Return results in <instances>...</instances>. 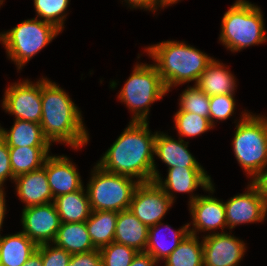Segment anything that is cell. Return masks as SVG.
Returning <instances> with one entry per match:
<instances>
[{
  "label": "cell",
  "mask_w": 267,
  "mask_h": 266,
  "mask_svg": "<svg viewBox=\"0 0 267 266\" xmlns=\"http://www.w3.org/2000/svg\"><path fill=\"white\" fill-rule=\"evenodd\" d=\"M117 218L116 211H91L85 223L96 249L100 250L114 241Z\"/></svg>",
  "instance_id": "cell-26"
},
{
  "label": "cell",
  "mask_w": 267,
  "mask_h": 266,
  "mask_svg": "<svg viewBox=\"0 0 267 266\" xmlns=\"http://www.w3.org/2000/svg\"><path fill=\"white\" fill-rule=\"evenodd\" d=\"M188 143L181 139L172 138L167 133L157 132L154 142V155L162 160L168 167L202 168L190 153Z\"/></svg>",
  "instance_id": "cell-18"
},
{
  "label": "cell",
  "mask_w": 267,
  "mask_h": 266,
  "mask_svg": "<svg viewBox=\"0 0 267 266\" xmlns=\"http://www.w3.org/2000/svg\"><path fill=\"white\" fill-rule=\"evenodd\" d=\"M257 182L261 186L263 194L267 201V169L265 170L264 174L257 180Z\"/></svg>",
  "instance_id": "cell-41"
},
{
  "label": "cell",
  "mask_w": 267,
  "mask_h": 266,
  "mask_svg": "<svg viewBox=\"0 0 267 266\" xmlns=\"http://www.w3.org/2000/svg\"><path fill=\"white\" fill-rule=\"evenodd\" d=\"M173 118L175 129L181 139L183 137L199 136L214 128L210 123V118L191 112H176Z\"/></svg>",
  "instance_id": "cell-29"
},
{
  "label": "cell",
  "mask_w": 267,
  "mask_h": 266,
  "mask_svg": "<svg viewBox=\"0 0 267 266\" xmlns=\"http://www.w3.org/2000/svg\"><path fill=\"white\" fill-rule=\"evenodd\" d=\"M46 174L53 198L75 192L84 186L76 165L64 155L47 157Z\"/></svg>",
  "instance_id": "cell-16"
},
{
  "label": "cell",
  "mask_w": 267,
  "mask_h": 266,
  "mask_svg": "<svg viewBox=\"0 0 267 266\" xmlns=\"http://www.w3.org/2000/svg\"><path fill=\"white\" fill-rule=\"evenodd\" d=\"M0 137L8 148L15 147H50L52 144L44 136L40 124L15 119L10 130L0 126Z\"/></svg>",
  "instance_id": "cell-21"
},
{
  "label": "cell",
  "mask_w": 267,
  "mask_h": 266,
  "mask_svg": "<svg viewBox=\"0 0 267 266\" xmlns=\"http://www.w3.org/2000/svg\"><path fill=\"white\" fill-rule=\"evenodd\" d=\"M234 95H215L210 97V123L225 121L234 113L236 100Z\"/></svg>",
  "instance_id": "cell-33"
},
{
  "label": "cell",
  "mask_w": 267,
  "mask_h": 266,
  "mask_svg": "<svg viewBox=\"0 0 267 266\" xmlns=\"http://www.w3.org/2000/svg\"><path fill=\"white\" fill-rule=\"evenodd\" d=\"M159 264L148 252H137L129 266H155Z\"/></svg>",
  "instance_id": "cell-38"
},
{
  "label": "cell",
  "mask_w": 267,
  "mask_h": 266,
  "mask_svg": "<svg viewBox=\"0 0 267 266\" xmlns=\"http://www.w3.org/2000/svg\"><path fill=\"white\" fill-rule=\"evenodd\" d=\"M15 179L10 165L9 148L6 142L0 137V187H3L7 178Z\"/></svg>",
  "instance_id": "cell-35"
},
{
  "label": "cell",
  "mask_w": 267,
  "mask_h": 266,
  "mask_svg": "<svg viewBox=\"0 0 267 266\" xmlns=\"http://www.w3.org/2000/svg\"><path fill=\"white\" fill-rule=\"evenodd\" d=\"M102 266H129L137 251L124 244L111 242L100 250Z\"/></svg>",
  "instance_id": "cell-32"
},
{
  "label": "cell",
  "mask_w": 267,
  "mask_h": 266,
  "mask_svg": "<svg viewBox=\"0 0 267 266\" xmlns=\"http://www.w3.org/2000/svg\"><path fill=\"white\" fill-rule=\"evenodd\" d=\"M179 110L177 112H191L205 118H210V97L196 85L187 87L179 98Z\"/></svg>",
  "instance_id": "cell-31"
},
{
  "label": "cell",
  "mask_w": 267,
  "mask_h": 266,
  "mask_svg": "<svg viewBox=\"0 0 267 266\" xmlns=\"http://www.w3.org/2000/svg\"><path fill=\"white\" fill-rule=\"evenodd\" d=\"M5 191L3 187H0V231L2 229L3 221L6 212ZM1 233V232H0Z\"/></svg>",
  "instance_id": "cell-39"
},
{
  "label": "cell",
  "mask_w": 267,
  "mask_h": 266,
  "mask_svg": "<svg viewBox=\"0 0 267 266\" xmlns=\"http://www.w3.org/2000/svg\"><path fill=\"white\" fill-rule=\"evenodd\" d=\"M174 202L155 182H142L135 188L129 210L148 228L161 222Z\"/></svg>",
  "instance_id": "cell-11"
},
{
  "label": "cell",
  "mask_w": 267,
  "mask_h": 266,
  "mask_svg": "<svg viewBox=\"0 0 267 266\" xmlns=\"http://www.w3.org/2000/svg\"><path fill=\"white\" fill-rule=\"evenodd\" d=\"M42 118L40 125L44 136L78 150L89 141L82 114L76 104L55 82L41 78Z\"/></svg>",
  "instance_id": "cell-2"
},
{
  "label": "cell",
  "mask_w": 267,
  "mask_h": 266,
  "mask_svg": "<svg viewBox=\"0 0 267 266\" xmlns=\"http://www.w3.org/2000/svg\"><path fill=\"white\" fill-rule=\"evenodd\" d=\"M4 0H0V6L3 4Z\"/></svg>",
  "instance_id": "cell-43"
},
{
  "label": "cell",
  "mask_w": 267,
  "mask_h": 266,
  "mask_svg": "<svg viewBox=\"0 0 267 266\" xmlns=\"http://www.w3.org/2000/svg\"><path fill=\"white\" fill-rule=\"evenodd\" d=\"M232 141L239 166L257 181L267 168V117L242 112Z\"/></svg>",
  "instance_id": "cell-4"
},
{
  "label": "cell",
  "mask_w": 267,
  "mask_h": 266,
  "mask_svg": "<svg viewBox=\"0 0 267 266\" xmlns=\"http://www.w3.org/2000/svg\"><path fill=\"white\" fill-rule=\"evenodd\" d=\"M52 246V247H51ZM43 261V266H69L72 254L53 243L38 245Z\"/></svg>",
  "instance_id": "cell-34"
},
{
  "label": "cell",
  "mask_w": 267,
  "mask_h": 266,
  "mask_svg": "<svg viewBox=\"0 0 267 266\" xmlns=\"http://www.w3.org/2000/svg\"><path fill=\"white\" fill-rule=\"evenodd\" d=\"M130 8H140L150 10L151 12H156L158 7L163 6L157 0H124Z\"/></svg>",
  "instance_id": "cell-37"
},
{
  "label": "cell",
  "mask_w": 267,
  "mask_h": 266,
  "mask_svg": "<svg viewBox=\"0 0 267 266\" xmlns=\"http://www.w3.org/2000/svg\"><path fill=\"white\" fill-rule=\"evenodd\" d=\"M84 188L54 198L53 203L62 223L85 222L90 217L92 210L87 189Z\"/></svg>",
  "instance_id": "cell-22"
},
{
  "label": "cell",
  "mask_w": 267,
  "mask_h": 266,
  "mask_svg": "<svg viewBox=\"0 0 267 266\" xmlns=\"http://www.w3.org/2000/svg\"><path fill=\"white\" fill-rule=\"evenodd\" d=\"M158 178L155 182L163 189V191L170 197L174 202L175 192L179 193H191L190 201L188 203L194 202L198 195H194L193 192L201 186L203 190L210 193H214V184L212 183L210 175L203 168H184V167H174L168 169V175L165 180ZM174 192V193H173Z\"/></svg>",
  "instance_id": "cell-14"
},
{
  "label": "cell",
  "mask_w": 267,
  "mask_h": 266,
  "mask_svg": "<svg viewBox=\"0 0 267 266\" xmlns=\"http://www.w3.org/2000/svg\"><path fill=\"white\" fill-rule=\"evenodd\" d=\"M14 182L19 199L25 203L24 208L54 201L46 174V160L43 167L15 177Z\"/></svg>",
  "instance_id": "cell-17"
},
{
  "label": "cell",
  "mask_w": 267,
  "mask_h": 266,
  "mask_svg": "<svg viewBox=\"0 0 267 266\" xmlns=\"http://www.w3.org/2000/svg\"><path fill=\"white\" fill-rule=\"evenodd\" d=\"M61 30L39 18L20 22L14 28L0 33V42L5 47L9 59L18 70L46 47Z\"/></svg>",
  "instance_id": "cell-7"
},
{
  "label": "cell",
  "mask_w": 267,
  "mask_h": 266,
  "mask_svg": "<svg viewBox=\"0 0 267 266\" xmlns=\"http://www.w3.org/2000/svg\"><path fill=\"white\" fill-rule=\"evenodd\" d=\"M138 185L136 179L107 172L96 164L86 187L91 210L116 212L128 210Z\"/></svg>",
  "instance_id": "cell-8"
},
{
  "label": "cell",
  "mask_w": 267,
  "mask_h": 266,
  "mask_svg": "<svg viewBox=\"0 0 267 266\" xmlns=\"http://www.w3.org/2000/svg\"><path fill=\"white\" fill-rule=\"evenodd\" d=\"M168 91L172 87L195 81L213 59L197 48L179 41H162L146 47Z\"/></svg>",
  "instance_id": "cell-3"
},
{
  "label": "cell",
  "mask_w": 267,
  "mask_h": 266,
  "mask_svg": "<svg viewBox=\"0 0 267 266\" xmlns=\"http://www.w3.org/2000/svg\"><path fill=\"white\" fill-rule=\"evenodd\" d=\"M2 108L15 119L40 124L42 118L41 79H25L6 88Z\"/></svg>",
  "instance_id": "cell-9"
},
{
  "label": "cell",
  "mask_w": 267,
  "mask_h": 266,
  "mask_svg": "<svg viewBox=\"0 0 267 266\" xmlns=\"http://www.w3.org/2000/svg\"><path fill=\"white\" fill-rule=\"evenodd\" d=\"M23 266H43L42 256L40 251L37 249L26 261Z\"/></svg>",
  "instance_id": "cell-40"
},
{
  "label": "cell",
  "mask_w": 267,
  "mask_h": 266,
  "mask_svg": "<svg viewBox=\"0 0 267 266\" xmlns=\"http://www.w3.org/2000/svg\"><path fill=\"white\" fill-rule=\"evenodd\" d=\"M53 244L70 254L95 250L85 222L61 223Z\"/></svg>",
  "instance_id": "cell-25"
},
{
  "label": "cell",
  "mask_w": 267,
  "mask_h": 266,
  "mask_svg": "<svg viewBox=\"0 0 267 266\" xmlns=\"http://www.w3.org/2000/svg\"><path fill=\"white\" fill-rule=\"evenodd\" d=\"M199 236L188 234L164 260L165 266H204L203 243Z\"/></svg>",
  "instance_id": "cell-28"
},
{
  "label": "cell",
  "mask_w": 267,
  "mask_h": 266,
  "mask_svg": "<svg viewBox=\"0 0 267 266\" xmlns=\"http://www.w3.org/2000/svg\"><path fill=\"white\" fill-rule=\"evenodd\" d=\"M235 79L223 63L213 58L194 85L209 97L234 95L237 86Z\"/></svg>",
  "instance_id": "cell-19"
},
{
  "label": "cell",
  "mask_w": 267,
  "mask_h": 266,
  "mask_svg": "<svg viewBox=\"0 0 267 266\" xmlns=\"http://www.w3.org/2000/svg\"><path fill=\"white\" fill-rule=\"evenodd\" d=\"M114 242L124 244L137 252H144L148 242V227L130 210L118 212Z\"/></svg>",
  "instance_id": "cell-20"
},
{
  "label": "cell",
  "mask_w": 267,
  "mask_h": 266,
  "mask_svg": "<svg viewBox=\"0 0 267 266\" xmlns=\"http://www.w3.org/2000/svg\"><path fill=\"white\" fill-rule=\"evenodd\" d=\"M162 224L163 223L160 222L148 228V242L145 249V251L148 252L158 263L160 260L164 261L178 247L179 243L189 234L188 227L191 225V223H187L178 230L171 229V226L168 224L164 225V230H171L172 232V238L170 237L171 240L169 239L170 241H167L161 234L162 231L160 227L163 226Z\"/></svg>",
  "instance_id": "cell-24"
},
{
  "label": "cell",
  "mask_w": 267,
  "mask_h": 266,
  "mask_svg": "<svg viewBox=\"0 0 267 266\" xmlns=\"http://www.w3.org/2000/svg\"><path fill=\"white\" fill-rule=\"evenodd\" d=\"M21 223L23 231L37 246L53 243L61 220L53 202L23 208Z\"/></svg>",
  "instance_id": "cell-12"
},
{
  "label": "cell",
  "mask_w": 267,
  "mask_h": 266,
  "mask_svg": "<svg viewBox=\"0 0 267 266\" xmlns=\"http://www.w3.org/2000/svg\"><path fill=\"white\" fill-rule=\"evenodd\" d=\"M162 6L163 8L167 7V6H171L172 4L178 3L181 0H157Z\"/></svg>",
  "instance_id": "cell-42"
},
{
  "label": "cell",
  "mask_w": 267,
  "mask_h": 266,
  "mask_svg": "<svg viewBox=\"0 0 267 266\" xmlns=\"http://www.w3.org/2000/svg\"><path fill=\"white\" fill-rule=\"evenodd\" d=\"M69 266H102L99 249L85 253L72 254Z\"/></svg>",
  "instance_id": "cell-36"
},
{
  "label": "cell",
  "mask_w": 267,
  "mask_h": 266,
  "mask_svg": "<svg viewBox=\"0 0 267 266\" xmlns=\"http://www.w3.org/2000/svg\"><path fill=\"white\" fill-rule=\"evenodd\" d=\"M168 92L154 64L136 63L118 98L133 113L131 121L147 122L151 104Z\"/></svg>",
  "instance_id": "cell-6"
},
{
  "label": "cell",
  "mask_w": 267,
  "mask_h": 266,
  "mask_svg": "<svg viewBox=\"0 0 267 266\" xmlns=\"http://www.w3.org/2000/svg\"><path fill=\"white\" fill-rule=\"evenodd\" d=\"M37 250V245L24 233L0 234V266H23Z\"/></svg>",
  "instance_id": "cell-23"
},
{
  "label": "cell",
  "mask_w": 267,
  "mask_h": 266,
  "mask_svg": "<svg viewBox=\"0 0 267 266\" xmlns=\"http://www.w3.org/2000/svg\"><path fill=\"white\" fill-rule=\"evenodd\" d=\"M149 121H131L96 163L107 172L136 178L139 183L156 181L161 176L154 160V142Z\"/></svg>",
  "instance_id": "cell-1"
},
{
  "label": "cell",
  "mask_w": 267,
  "mask_h": 266,
  "mask_svg": "<svg viewBox=\"0 0 267 266\" xmlns=\"http://www.w3.org/2000/svg\"><path fill=\"white\" fill-rule=\"evenodd\" d=\"M204 266H239L246 252L243 240L229 232L203 235Z\"/></svg>",
  "instance_id": "cell-13"
},
{
  "label": "cell",
  "mask_w": 267,
  "mask_h": 266,
  "mask_svg": "<svg viewBox=\"0 0 267 266\" xmlns=\"http://www.w3.org/2000/svg\"><path fill=\"white\" fill-rule=\"evenodd\" d=\"M189 211L192 216L193 228L188 227L189 234L197 236V232L212 231L220 229L222 233L227 228L225 205L222 200L213 196L201 195L194 202L189 203ZM224 230V231H223Z\"/></svg>",
  "instance_id": "cell-15"
},
{
  "label": "cell",
  "mask_w": 267,
  "mask_h": 266,
  "mask_svg": "<svg viewBox=\"0 0 267 266\" xmlns=\"http://www.w3.org/2000/svg\"><path fill=\"white\" fill-rule=\"evenodd\" d=\"M224 205L229 230L241 224L263 222L267 215V201L257 181H250L245 193L234 195Z\"/></svg>",
  "instance_id": "cell-10"
},
{
  "label": "cell",
  "mask_w": 267,
  "mask_h": 266,
  "mask_svg": "<svg viewBox=\"0 0 267 266\" xmlns=\"http://www.w3.org/2000/svg\"><path fill=\"white\" fill-rule=\"evenodd\" d=\"M50 147L9 148L10 165L13 176L29 173L44 166Z\"/></svg>",
  "instance_id": "cell-27"
},
{
  "label": "cell",
  "mask_w": 267,
  "mask_h": 266,
  "mask_svg": "<svg viewBox=\"0 0 267 266\" xmlns=\"http://www.w3.org/2000/svg\"><path fill=\"white\" fill-rule=\"evenodd\" d=\"M36 18L49 22L59 30H63L67 14L65 13L70 0H33Z\"/></svg>",
  "instance_id": "cell-30"
},
{
  "label": "cell",
  "mask_w": 267,
  "mask_h": 266,
  "mask_svg": "<svg viewBox=\"0 0 267 266\" xmlns=\"http://www.w3.org/2000/svg\"><path fill=\"white\" fill-rule=\"evenodd\" d=\"M262 13L254 3L236 0L223 15L219 41L233 53L266 42Z\"/></svg>",
  "instance_id": "cell-5"
}]
</instances>
